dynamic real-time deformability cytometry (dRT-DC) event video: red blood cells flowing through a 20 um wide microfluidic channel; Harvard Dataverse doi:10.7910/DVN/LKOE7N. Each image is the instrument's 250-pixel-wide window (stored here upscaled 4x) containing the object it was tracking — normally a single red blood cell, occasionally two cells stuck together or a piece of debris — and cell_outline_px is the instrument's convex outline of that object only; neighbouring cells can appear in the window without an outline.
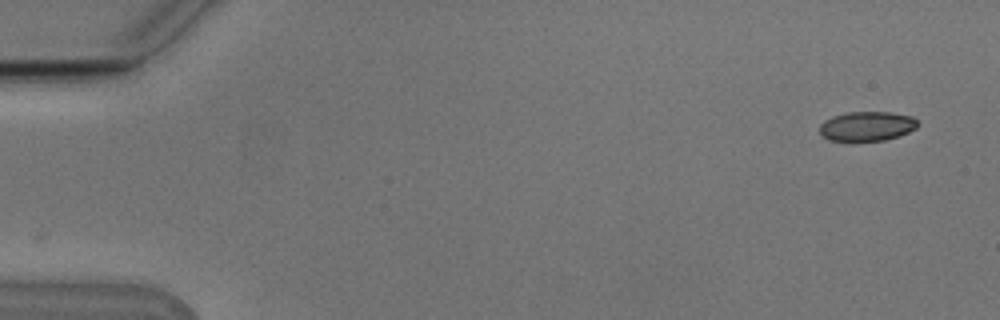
{"species": "Egyptian fruit bat (a non-hibernating species)", "species_latin": "Rousettus aegyptiacus", "temperature_condition": "cold", "stored_images_in_passage": 53, "camera_frame_rate_fps": 3000, "um_per_image_px": 0.085, "animal": {"sex": "male"}, "frame": {"image": 1, "passage_image": 1, "time_ms": 0.0, "image_size_px": [1000, 320], "cell_outline_px": [[920, 124], [916, 128], [900, 136], [884, 140], [828, 140], [820, 132], [820, 124], [824, 120], [832, 116], [848, 112], [892, 112], [912, 116]], "centroid_in_image_um": [73.72, 10.71], "position_along_channel_um": 11.3, "area_um2": 16.82}}
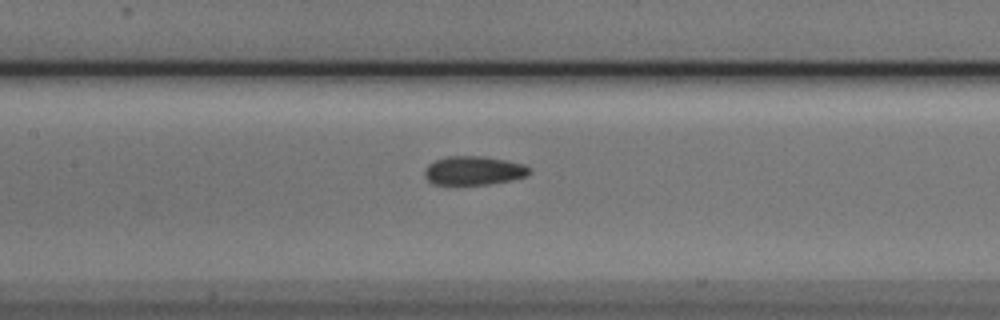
{"frame": {"image": 2, "passage_image": 24, "time_ms": 7.667, "image_size_px": [1000, 320], "cell_outline_px": [[532, 172], [528, 176], [512, 180], [488, 184], [432, 184], [424, 176], [424, 168], [428, 164], [436, 160], [448, 156], [484, 156], [524, 164], [532, 168]], "centroid_in_image_um": [40.29, 14.5], "position_along_channel_um": 167.1, "area_um2": 17.74}}
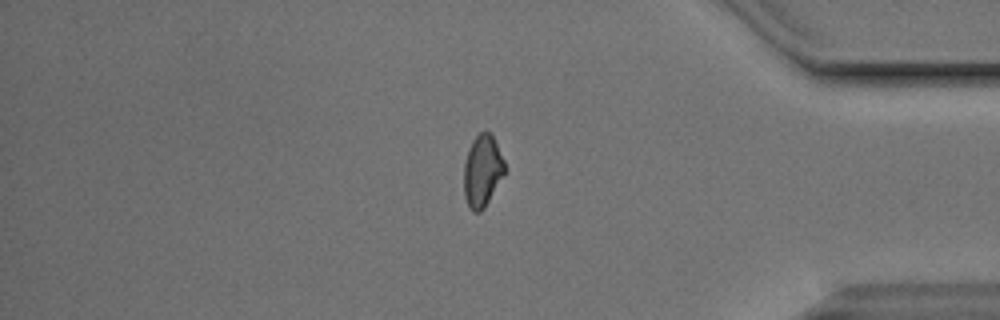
{"frame": {"image": 3, "passage_image": 44, "time_ms": 14.333, "image_size_px": [1000, 320], "cell_outline_px": [[504, 176], [484, 208], [480, 212], [472, 212], [464, 196], [464, 164], [468, 148], [472, 140], [480, 132], [488, 132], [492, 136], [504, 160]], "centroid_in_image_um": [40.99, 14.55], "position_along_channel_um": 394.2, "area_um2": 16.99}, "authors_computed_cell_mechanics": {"area_um2": 17.5712, "velocity_mm_per_s": 3.7894, "shape_relaxation_time_tau1_ms": 3.7304, "shape_relaxation_time_tau2_ms": 2.4224, "deformation_change_tau1": 0.1167, "deformation_change_tau2": 0.0867}}